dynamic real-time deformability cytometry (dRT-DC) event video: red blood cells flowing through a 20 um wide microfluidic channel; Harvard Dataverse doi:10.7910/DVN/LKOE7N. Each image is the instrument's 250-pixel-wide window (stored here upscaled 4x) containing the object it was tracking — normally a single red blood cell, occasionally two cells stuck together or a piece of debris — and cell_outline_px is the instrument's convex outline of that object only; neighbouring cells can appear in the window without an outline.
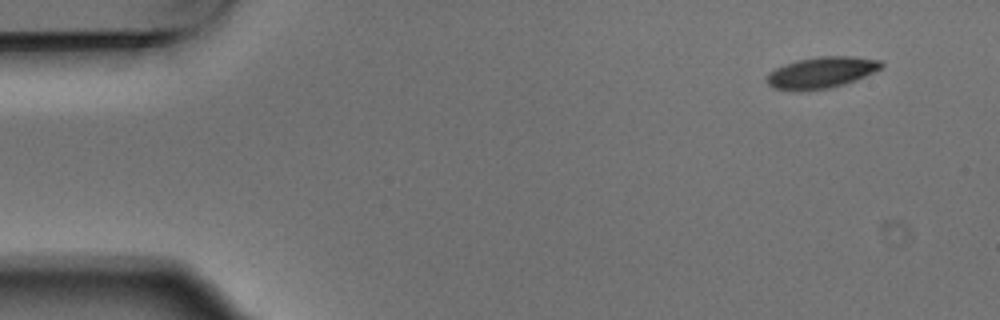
{"species": "Egyptian fruit bat (a non-hibernating species)", "species_latin": "Rousettus aegyptiacus", "temperature_condition": "warm", "stored_images_in_passage": 6, "camera_frame_rate_fps": 3000, "um_per_image_px": 0.085, "animal": {"sex": "male"}, "frame": {"image": 1, "passage_image": 1, "time_ms": 0.0, "image_size_px": [1000, 320], "cell_outline_px": [[884, 64], [880, 68], [856, 80], [844, 84], [828, 88], [800, 92], [792, 92], [772, 88], [764, 80], [768, 72], [784, 64], [796, 60], [820, 56], [852, 56], [880, 60]], "centroid_in_image_um": [69.73, 6.18], "position_along_channel_um": 15.3, "area_um2": 21.21}}
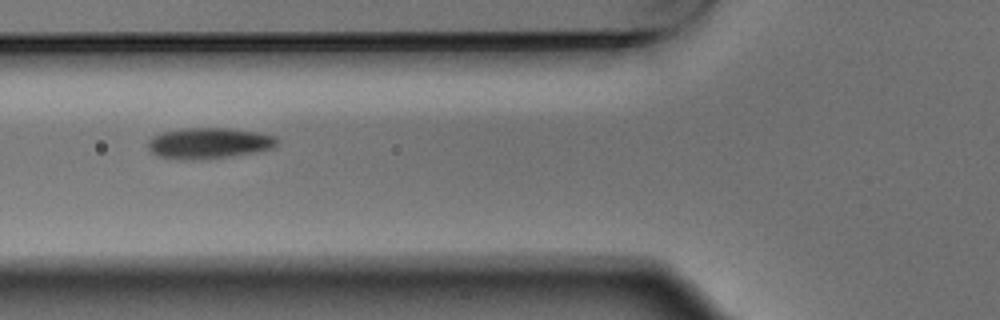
{"frame": {"image": 2, "passage_image": 5, "time_ms": 1.333, "image_size_px": [1000, 320], "cell_outline_px": [[280, 140], [272, 148], [256, 152], [232, 156], [192, 160], [180, 160], [156, 156], [148, 148], [148, 140], [152, 136], [164, 132], [184, 128], [228, 128], [260, 132], [276, 136]], "centroid_in_image_um": [17.76, 12.17], "position_along_channel_um": 108.0, "area_um2": 23.47}}
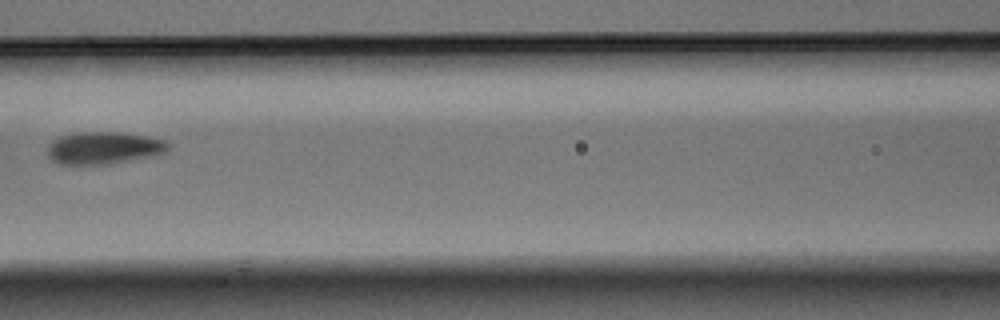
{"frame": {"image": 3, "passage_image": 6, "time_ms": 1.667, "image_size_px": [1000, 320], "cell_outline_px": [[168, 148], [160, 156], [108, 164], [60, 164], [52, 160], [48, 156], [48, 144], [56, 136], [72, 132], [120, 132], [144, 136], [164, 140], [168, 144]], "centroid_in_image_um": [8.79, 12.57], "position_along_channel_um": 157.8, "area_um2": 23.06}}